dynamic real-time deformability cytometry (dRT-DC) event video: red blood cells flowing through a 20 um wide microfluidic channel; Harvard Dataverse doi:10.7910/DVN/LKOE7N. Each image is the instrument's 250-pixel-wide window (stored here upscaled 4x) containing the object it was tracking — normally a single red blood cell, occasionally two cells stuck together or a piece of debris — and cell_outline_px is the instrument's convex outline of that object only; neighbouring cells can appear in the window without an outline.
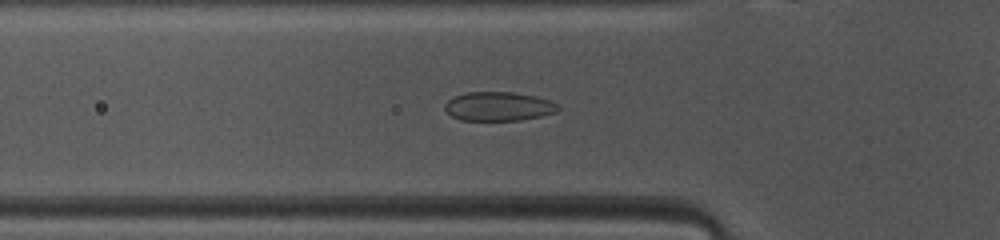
{"species": "common noctule bat (a hibernating species)", "species_latin": "Nyctalus noctula", "temperature_condition": "warm", "stored_images_in_passage": 46, "camera_frame_rate_fps": 3000, "um_per_image_px": 0.085, "animal": {"sex": "female", "body_mass_g": 10.0, "forearm_length_mm": 53.1}, "frame": {"image": 1, "passage_image": 13, "time_ms": 4.0, "image_size_px": [1000, 240], "cell_outline_px": [[560, 108], [556, 112], [540, 116], [520, 120], [460, 120], [452, 116], [444, 108], [444, 104], [452, 96], [468, 92], [512, 92], [536, 96], [548, 100], [556, 104]], "centroid_in_image_um": [42.34, 9.04], "position_along_channel_um": 83.5, "area_um2": 19.07}}
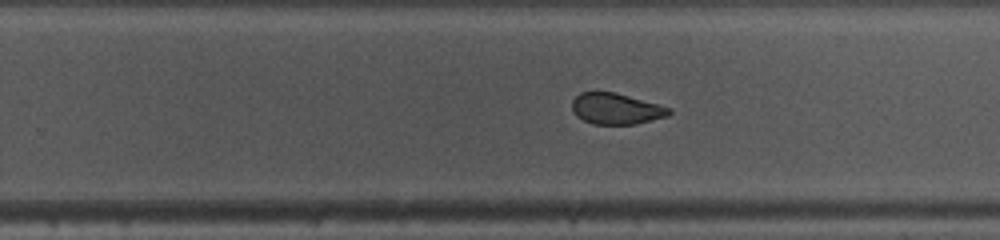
{"frame": {"image": 2, "passage_image": 27, "time_ms": 8.667, "image_size_px": [1000, 240], "cell_outline_px": [[672, 112], [668, 116], [636, 124], [592, 124], [576, 116], [572, 112], [572, 100], [580, 92], [616, 92], [672, 108]], "centroid_in_image_um": [52.37, 9.24], "position_along_channel_um": 277.4, "area_um2": 17.69}}
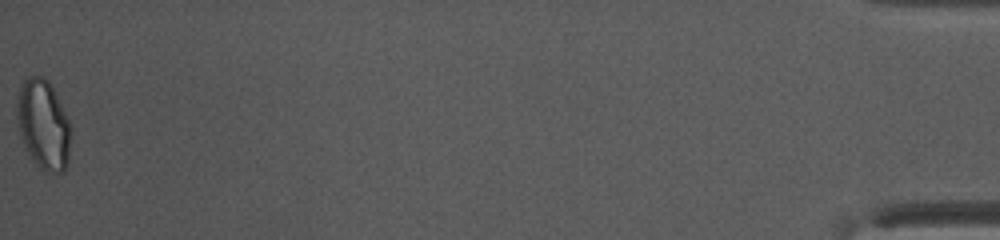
{"frame": {"image": 3, "passage_image": 46, "time_ms": 15.0, "image_size_px": [1000, 240], "cell_outline_px": [[72, 128], [68, 164], [64, 172], [48, 172], [40, 168], [32, 160], [20, 136], [16, 116], [16, 100], [20, 84], [28, 76], [44, 76], [48, 80], [72, 124]], "centroid_in_image_um": [3.7, 10.58], "position_along_channel_um": 431.5, "area_um2": 28.73}, "authors_computed_cell_mechanics": {"area_um2": 19.5653, "velocity_mm_per_s": 4.1294, "shape_relaxation_time_tau1_ms": 8.1882, "shape_relaxation_time_tau2_ms": 0.8957, "deformation_change_tau1": 0.1556, "deformation_change_tau2": 0.0623}}